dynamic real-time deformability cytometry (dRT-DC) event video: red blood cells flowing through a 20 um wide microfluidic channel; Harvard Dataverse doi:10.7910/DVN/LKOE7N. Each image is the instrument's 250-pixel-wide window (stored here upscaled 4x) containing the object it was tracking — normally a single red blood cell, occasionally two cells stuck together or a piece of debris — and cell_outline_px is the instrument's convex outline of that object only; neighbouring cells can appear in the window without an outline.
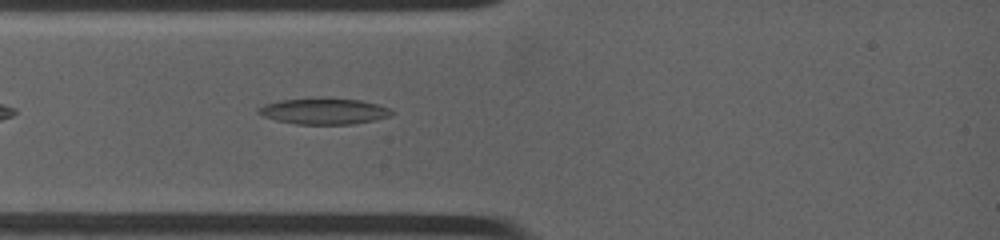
{"species": "common noctule bat (a hibernating species)", "species_latin": "Nyctalus noctula", "temperature_condition": "warm", "stored_images_in_passage": 39, "camera_frame_rate_fps": 4500, "um_per_image_px": 0.085, "animal": {"sex": "female", "body_mass_g": 19.0, "forearm_length_mm": 53.3}, "frame": {"image": 1, "passage_image": 5, "time_ms": 1.333, "image_size_px": [1000, 240], "cell_outline_px": [[396, 112], [388, 116], [372, 120], [352, 124], [296, 124], [276, 120], [264, 116], [256, 112], [256, 108], [264, 104], [280, 100], [360, 100], [376, 104], [388, 108]], "centroid_in_image_um": [27.49, 9.48], "position_along_channel_um": 57.5, "area_um2": 19.42}}
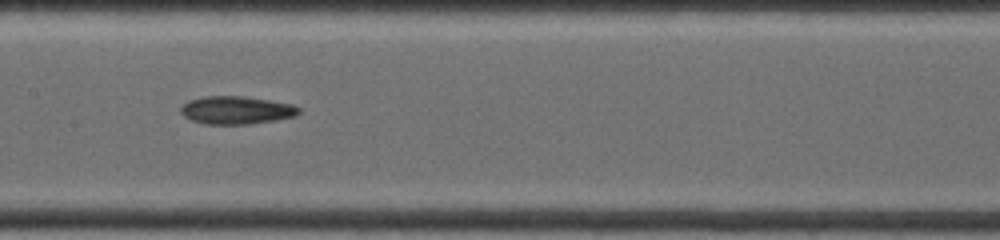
{"frame": {"image": 2, "passage_image": 21, "time_ms": 4.667, "image_size_px": [1000, 240], "cell_outline_px": [[300, 112], [296, 116], [276, 120], [248, 124], [204, 124], [192, 120], [184, 116], [180, 112], [180, 108], [188, 100], [204, 96], [244, 96], [292, 104], [300, 108]], "centroid_in_image_um": [20.09, 9.36], "position_along_channel_um": 187.3, "area_um2": 19.25}}
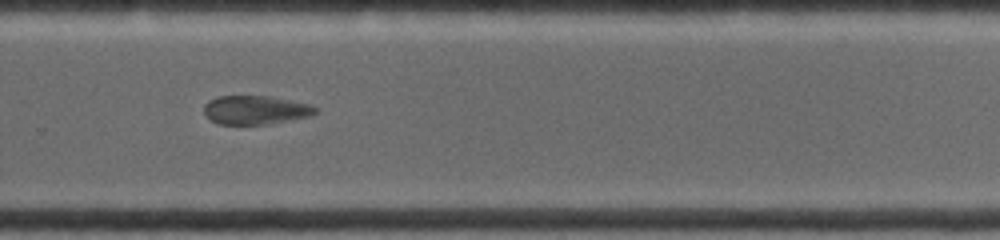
{"frame": {"image": 3, "passage_image": 36, "time_ms": 7.778, "image_size_px": [1000, 240], "cell_outline_px": [[320, 112], [308, 116], [268, 124], [216, 124], [204, 112], [204, 104], [208, 100], [216, 96], [268, 96], [312, 104], [320, 108]], "centroid_in_image_um": [21.75, 9.34], "position_along_channel_um": 308.1, "area_um2": 18.79}}